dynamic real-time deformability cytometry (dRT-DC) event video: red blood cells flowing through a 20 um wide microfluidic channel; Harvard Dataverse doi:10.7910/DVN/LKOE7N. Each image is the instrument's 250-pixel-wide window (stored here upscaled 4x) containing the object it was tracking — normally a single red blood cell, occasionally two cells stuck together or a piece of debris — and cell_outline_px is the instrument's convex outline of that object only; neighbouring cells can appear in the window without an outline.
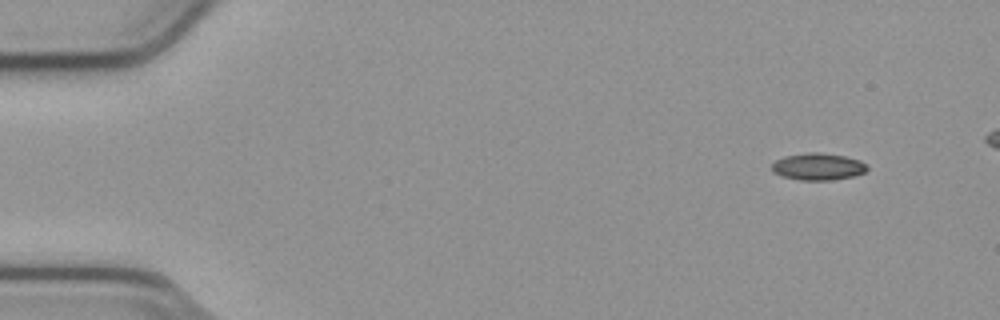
{"species": "common noctule bat (a hibernating species)", "species_latin": "Nyctalus noctula", "temperature_condition": "cold", "stored_images_in_passage": 47, "camera_frame_rate_fps": 3000, "um_per_image_px": 0.085, "animal": {"sex": "male", "body_mass_g": 23.1, "forearm_length_mm": 52.7}, "frame": {"image": 1, "passage_image": 1, "time_ms": 0.0, "image_size_px": [1000, 320], "cell_outline_px": [[868, 168], [864, 172], [852, 176], [832, 180], [800, 180], [784, 176], [772, 172], [772, 164], [776, 160], [784, 156], [808, 152], [820, 152], [844, 156], [860, 160], [868, 164]], "centroid_in_image_um": [69.54, 14.15], "position_along_channel_um": 15.5, "area_um2": 14.97}}
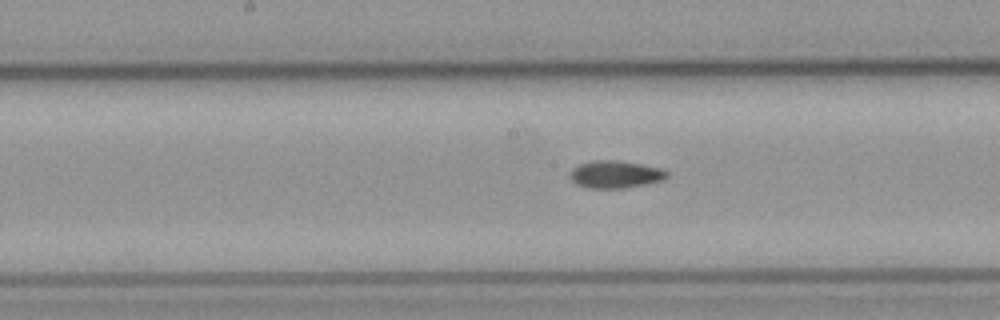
{"frame": {"image": 2, "passage_image": 24, "time_ms": 7.667, "image_size_px": [1000, 320], "cell_outline_px": [[668, 176], [660, 180], [648, 184], [624, 188], [588, 188], [576, 184], [568, 176], [572, 168], [580, 164], [592, 160], [612, 160], [640, 164], [660, 168], [668, 172]], "centroid_in_image_um": [52.26, 14.83], "position_along_channel_um": 195.9, "area_um2": 15.43}}
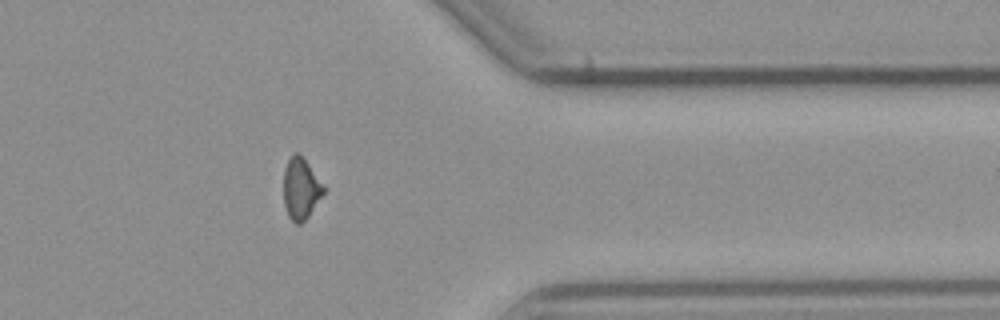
{"frame": {"image": 3, "passage_image": 40, "time_ms": 13.0, "image_size_px": [1000, 320], "cell_outline_px": [[324, 192], [308, 216], [300, 224], [296, 224], [288, 216], [284, 204], [284, 168], [288, 160], [296, 152], [300, 152], [324, 184]], "centroid_in_image_um": [25.57, 16.0], "position_along_channel_um": 385.8, "area_um2": 14.28}}